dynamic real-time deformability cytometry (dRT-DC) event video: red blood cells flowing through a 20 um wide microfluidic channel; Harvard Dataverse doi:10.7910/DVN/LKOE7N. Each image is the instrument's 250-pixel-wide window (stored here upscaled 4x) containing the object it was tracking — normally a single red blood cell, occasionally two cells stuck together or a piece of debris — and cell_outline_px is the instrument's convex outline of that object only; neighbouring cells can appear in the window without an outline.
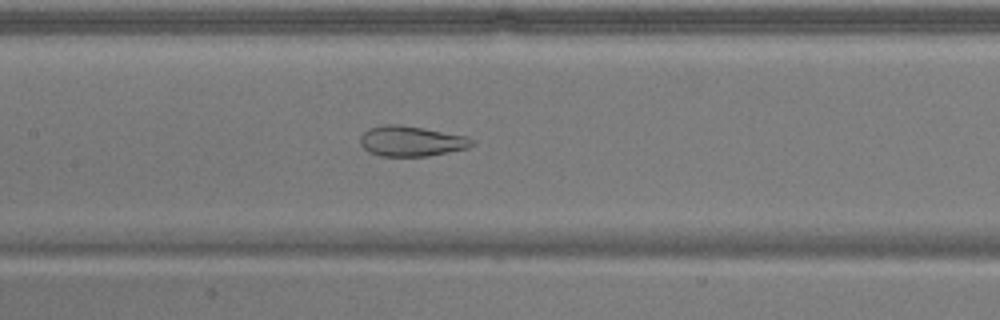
{"species": "common noctule bat (a hibernating species)", "species_latin": "Nyctalus noctula", "temperature_condition": "warm", "stored_images_in_passage": 27, "camera_frame_rate_fps": 3000, "um_per_image_px": 0.085, "animal": {"sex": "male", "body_mass_g": 17.9}, "frame": {"image": 1, "passage_image": 22, "time_ms": 7.0, "image_size_px": [1000, 320], "cell_outline_px": [[476, 144], [468, 148], [428, 156], [380, 156], [368, 152], [360, 144], [360, 136], [368, 128], [384, 124], [400, 124], [424, 128], [468, 136]], "centroid_in_image_um": [34.95, 11.99], "position_along_channel_um": 172.4, "area_um2": 19.94}}